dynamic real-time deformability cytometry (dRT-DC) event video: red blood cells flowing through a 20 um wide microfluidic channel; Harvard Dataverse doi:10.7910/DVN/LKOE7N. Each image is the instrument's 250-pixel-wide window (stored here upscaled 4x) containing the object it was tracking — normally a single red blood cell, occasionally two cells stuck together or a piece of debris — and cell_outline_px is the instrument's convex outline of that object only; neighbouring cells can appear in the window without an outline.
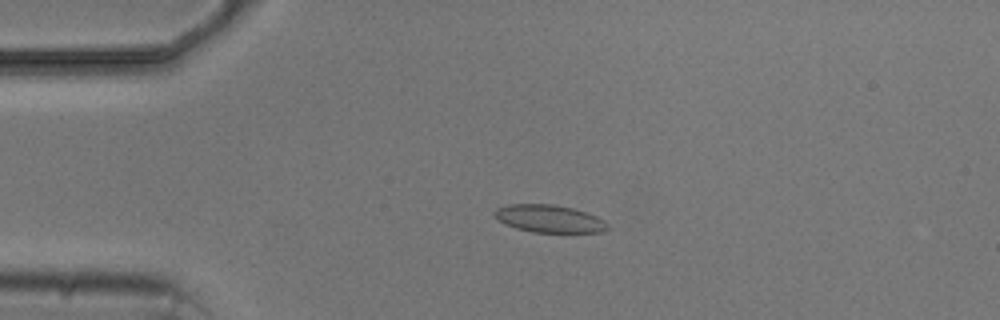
{"species": "common noctule bat (a hibernating species)", "species_latin": "Nyctalus noctula", "temperature_condition": "cold", "stored_images_in_passage": 4, "camera_frame_rate_fps": 3000, "um_per_image_px": 0.085, "animal": {"sex": "male", "body_mass_g": 20.5, "forearm_length_mm": 52.5}, "frame": {"image": 1, "passage_image": 3, "time_ms": 2.333, "image_size_px": [1000, 320], "cell_outline_px": [[608, 228], [604, 232], [532, 232], [516, 228], [504, 224], [492, 212], [496, 208], [508, 204], [552, 204], [572, 208], [596, 216], [604, 220], [608, 224]], "centroid_in_image_um": [46.67, 18.59], "position_along_channel_um": 38.3, "area_um2": 18.09}}